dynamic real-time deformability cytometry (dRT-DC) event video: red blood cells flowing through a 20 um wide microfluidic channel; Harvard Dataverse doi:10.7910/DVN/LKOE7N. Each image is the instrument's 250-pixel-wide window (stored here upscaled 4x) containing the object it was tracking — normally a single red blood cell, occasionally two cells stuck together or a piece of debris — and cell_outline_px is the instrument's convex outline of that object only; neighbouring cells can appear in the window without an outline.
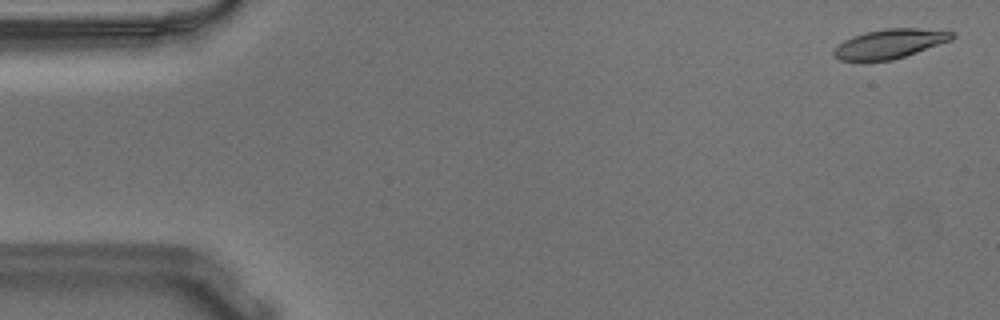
{"species": "Egyptian fruit bat (a non-hibernating species)", "species_latin": "Rousettus aegyptiacus", "temperature_condition": "warm", "stored_images_in_passage": 55, "camera_frame_rate_fps": 3000, "um_per_image_px": 0.085, "animal": {"sex": "male"}, "frame": {"image": 1, "passage_image": 2, "time_ms": 0.333, "image_size_px": [1000, 320], "cell_outline_px": [[956, 36], [952, 40], [892, 60], [840, 60], [832, 56], [832, 52], [844, 40], [852, 36], [864, 32], [884, 28], [920, 28], [956, 32]], "centroid_in_image_um": [75.65, 3.7], "position_along_channel_um": 9.4, "area_um2": 20.11}}
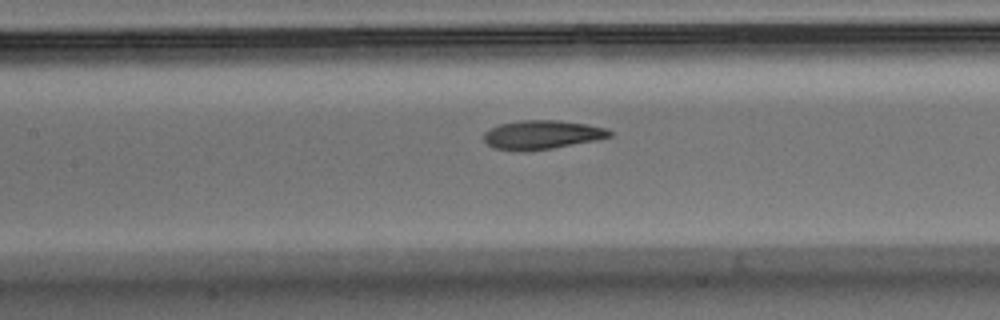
{"frame": {"image": 2, "passage_image": 25, "time_ms": 8.0, "image_size_px": [1000, 320], "cell_outline_px": [[612, 136], [596, 140], [552, 148], [528, 152], [524, 152], [496, 148], [488, 144], [484, 140], [484, 132], [500, 124], [520, 120], [560, 120], [588, 124], [608, 128], [612, 132]], "centroid_in_image_um": [46.1, 11.45], "position_along_channel_um": 161.3, "area_um2": 21.27}}
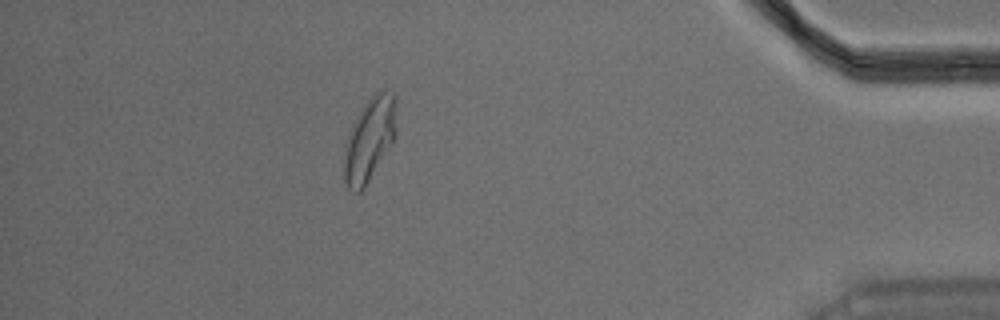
{"frame": {"image": 3, "passage_image": 49, "time_ms": 16.0, "image_size_px": [1000, 320], "cell_outline_px": [[396, 136], [392, 144], [364, 188], [360, 192], [356, 192], [348, 188], [344, 180], [344, 144], [352, 124], [364, 104], [376, 92], [384, 88], [392, 92], [396, 96]], "centroid_in_image_um": [31.42, 11.82], "position_along_channel_um": 403.8, "area_um2": 25.72}, "authors_computed_cell_mechanics": {"area_um2": 21.4438, "velocity_mm_per_s": 3.6216, "shape_relaxation_time_tau1_ms": 5.251, "shape_relaxation_time_tau2_ms": 1.9886, "deformation_change_tau1": 0.2013, "deformation_change_tau2": 0.0877}}